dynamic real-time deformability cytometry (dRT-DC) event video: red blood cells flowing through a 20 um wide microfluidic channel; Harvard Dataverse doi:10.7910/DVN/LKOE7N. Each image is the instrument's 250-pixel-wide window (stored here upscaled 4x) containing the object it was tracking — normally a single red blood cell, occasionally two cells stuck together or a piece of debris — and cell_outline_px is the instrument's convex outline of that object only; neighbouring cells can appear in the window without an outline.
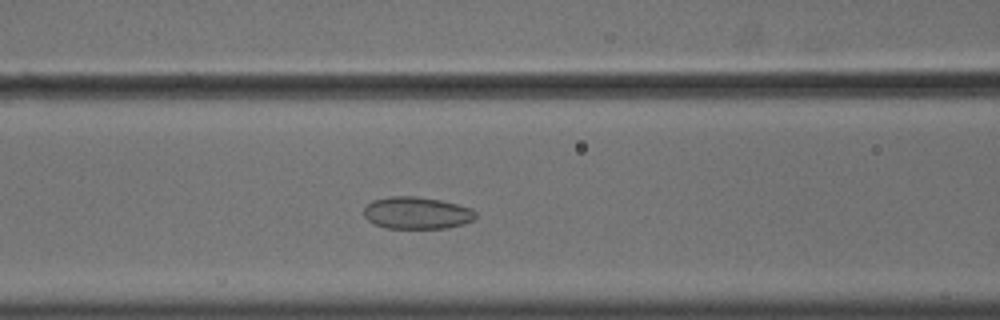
{"species": "common noctule bat (a hibernating species)", "species_latin": "Nyctalus noctula", "temperature_condition": "cold", "stored_images_in_passage": 51, "camera_frame_rate_fps": 3000, "um_per_image_px": 0.085, "animal": {"sex": "male", "body_mass_g": 18.8}, "frame": {"image": 1, "passage_image": 19, "time_ms": 6.0, "image_size_px": [1000, 320], "cell_outline_px": [[476, 216], [472, 220], [464, 224], [448, 228], [384, 228], [372, 224], [364, 216], [364, 208], [372, 200], [388, 196], [416, 196], [440, 200], [472, 208], [476, 212]], "centroid_in_image_um": [35.41, 18.1], "position_along_channel_um": 131.2, "area_um2": 21.1}}
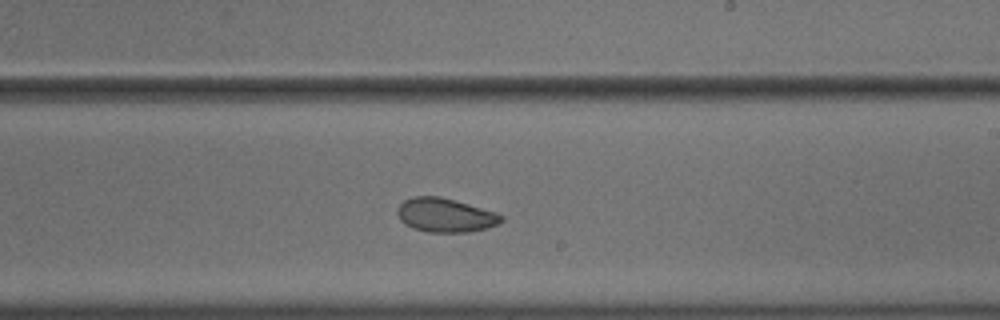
{"frame": {"image": 2, "passage_image": 29, "time_ms": 9.333, "image_size_px": [1000, 320], "cell_outline_px": [[504, 220], [500, 224], [488, 228], [468, 232], [428, 232], [412, 228], [400, 220], [396, 212], [396, 208], [404, 200], [416, 196], [440, 196], [496, 212], [504, 216]], "centroid_in_image_um": [37.86, 18.29], "position_along_channel_um": 251.1, "area_um2": 20.69}}
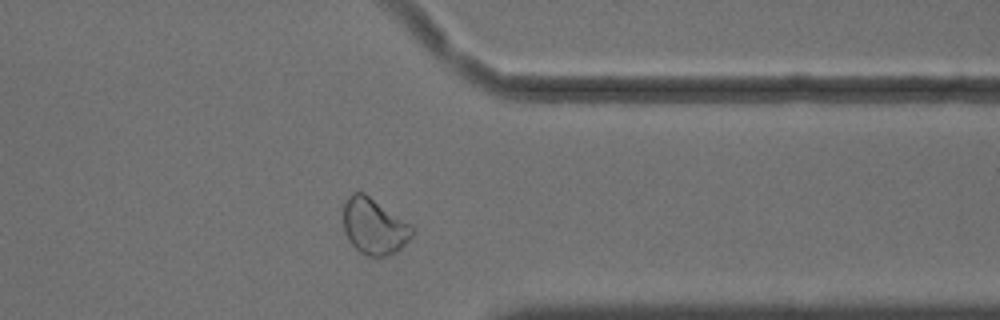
{"frame": {"image": 3, "passage_image": 40, "time_ms": 13.0, "image_size_px": [1000, 320], "cell_outline_px": [[416, 232], [396, 252], [388, 256], [368, 256], [360, 252], [348, 240], [344, 232], [344, 204], [348, 196], [352, 192], [364, 192], [412, 224], [416, 228]], "centroid_in_image_um": [31.83, 19.23], "position_along_channel_um": 379.6, "area_um2": 22.77}, "authors_computed_cell_mechanics": {"area_um2": 22.831, "velocity_mm_per_s": 3.5973, "shape_relaxation_time_tau1_ms": 4.5403, "shape_relaxation_time_tau2_ms": 2.3137, "deformation_change_tau1": 0.0672, "deformation_change_tau2": 0.0548}}